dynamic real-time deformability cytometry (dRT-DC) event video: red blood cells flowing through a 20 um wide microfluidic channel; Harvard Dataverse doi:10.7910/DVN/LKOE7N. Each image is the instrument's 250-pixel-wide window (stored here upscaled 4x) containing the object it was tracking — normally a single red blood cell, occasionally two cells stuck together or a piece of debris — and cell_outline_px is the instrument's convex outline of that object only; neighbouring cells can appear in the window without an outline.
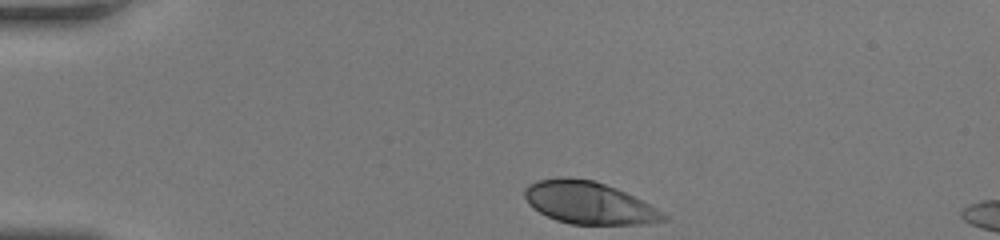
{"species": "human", "species_latin": "Homo sapiens", "temperature_condition": "room temperature", "stored_images_in_passage": 34, "camera_frame_rate_fps": 3000, "um_per_image_px": 0.085, "donor": {"sex": "female"}, "frame": {"image": 1, "passage_image": 1, "time_ms": 0.0, "image_size_px": [1000, 240], "cell_outline_px": [[668, 220], [640, 224], [568, 224], [556, 220], [540, 212], [528, 204], [524, 196], [524, 188], [528, 184], [536, 180], [568, 176], [592, 180], [616, 188], [656, 208], [668, 216]], "centroid_in_image_um": [50.0, 17.23], "position_along_channel_um": 35.0, "area_um2": 34.04}}
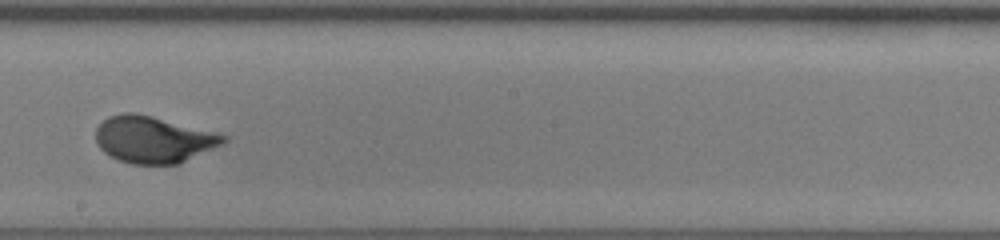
{"frame": {"image": 2, "passage_image": 20, "time_ms": 6.333, "image_size_px": [1000, 240], "cell_outline_px": [[228, 140], [224, 144], [180, 164], [132, 164], [120, 160], [104, 152], [100, 148], [96, 140], [96, 128], [108, 116], [124, 112], [132, 112], [152, 116], [216, 132], [228, 136]], "centroid_in_image_um": [13.08, 11.86], "position_along_channel_um": 235.1, "area_um2": 34.85}}
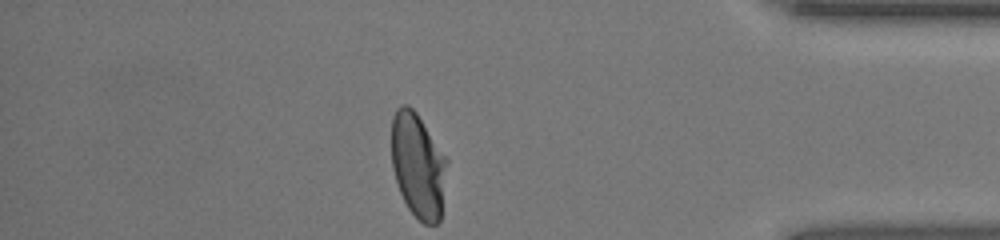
{"frame": {"image": 3, "passage_image": 34, "time_ms": 11.0, "image_size_px": [1000, 240], "cell_outline_px": [[448, 160], [440, 220], [436, 224], [424, 224], [408, 208], [400, 192], [392, 168], [392, 116], [396, 108], [400, 104], [408, 104], [416, 112]], "centroid_in_image_um": [35.53, 14.05], "position_along_channel_um": 399.7, "area_um2": 33.76}, "authors_computed_cell_mechanics": {"area_um2": 34.4488, "velocity_mm_per_s": 4.1529, "shape_relaxation_time_tau1_ms": 3.6288, "shape_relaxation_time_tau2_ms": null, "deformation_change_tau1": 0.1957, "deformation_change_tau2": null}}